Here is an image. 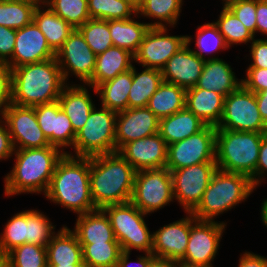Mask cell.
<instances>
[{"label": "cell", "instance_id": "cell-41", "mask_svg": "<svg viewBox=\"0 0 267 267\" xmlns=\"http://www.w3.org/2000/svg\"><path fill=\"white\" fill-rule=\"evenodd\" d=\"M3 230L0 234V259L13 248L27 243V210L14 214Z\"/></svg>", "mask_w": 267, "mask_h": 267}, {"label": "cell", "instance_id": "cell-18", "mask_svg": "<svg viewBox=\"0 0 267 267\" xmlns=\"http://www.w3.org/2000/svg\"><path fill=\"white\" fill-rule=\"evenodd\" d=\"M117 152L136 171L166 167L167 144L159 133L128 142Z\"/></svg>", "mask_w": 267, "mask_h": 267}, {"label": "cell", "instance_id": "cell-39", "mask_svg": "<svg viewBox=\"0 0 267 267\" xmlns=\"http://www.w3.org/2000/svg\"><path fill=\"white\" fill-rule=\"evenodd\" d=\"M2 260L8 267H48L46 247L32 243L13 248Z\"/></svg>", "mask_w": 267, "mask_h": 267}, {"label": "cell", "instance_id": "cell-52", "mask_svg": "<svg viewBox=\"0 0 267 267\" xmlns=\"http://www.w3.org/2000/svg\"><path fill=\"white\" fill-rule=\"evenodd\" d=\"M265 175L267 176V134L262 138L259 148L258 163L256 166V173L251 179L254 189L265 181ZM263 180V181H262Z\"/></svg>", "mask_w": 267, "mask_h": 267}, {"label": "cell", "instance_id": "cell-27", "mask_svg": "<svg viewBox=\"0 0 267 267\" xmlns=\"http://www.w3.org/2000/svg\"><path fill=\"white\" fill-rule=\"evenodd\" d=\"M46 251L47 265L85 264L82 246L76 235L66 225L52 237L46 246Z\"/></svg>", "mask_w": 267, "mask_h": 267}, {"label": "cell", "instance_id": "cell-30", "mask_svg": "<svg viewBox=\"0 0 267 267\" xmlns=\"http://www.w3.org/2000/svg\"><path fill=\"white\" fill-rule=\"evenodd\" d=\"M131 85L132 68L98 85L93 90L95 94L99 95L102 107L118 113L128 108V95Z\"/></svg>", "mask_w": 267, "mask_h": 267}, {"label": "cell", "instance_id": "cell-57", "mask_svg": "<svg viewBox=\"0 0 267 267\" xmlns=\"http://www.w3.org/2000/svg\"><path fill=\"white\" fill-rule=\"evenodd\" d=\"M259 113L267 124V90L255 93Z\"/></svg>", "mask_w": 267, "mask_h": 267}, {"label": "cell", "instance_id": "cell-61", "mask_svg": "<svg viewBox=\"0 0 267 267\" xmlns=\"http://www.w3.org/2000/svg\"><path fill=\"white\" fill-rule=\"evenodd\" d=\"M128 1H130L136 7H138L141 4V2H142V0H128Z\"/></svg>", "mask_w": 267, "mask_h": 267}, {"label": "cell", "instance_id": "cell-31", "mask_svg": "<svg viewBox=\"0 0 267 267\" xmlns=\"http://www.w3.org/2000/svg\"><path fill=\"white\" fill-rule=\"evenodd\" d=\"M109 20L110 35L113 46L128 50L135 55L140 43L150 28V23L138 22L135 18Z\"/></svg>", "mask_w": 267, "mask_h": 267}, {"label": "cell", "instance_id": "cell-40", "mask_svg": "<svg viewBox=\"0 0 267 267\" xmlns=\"http://www.w3.org/2000/svg\"><path fill=\"white\" fill-rule=\"evenodd\" d=\"M43 3L75 29L90 19L88 0H45Z\"/></svg>", "mask_w": 267, "mask_h": 267}, {"label": "cell", "instance_id": "cell-47", "mask_svg": "<svg viewBox=\"0 0 267 267\" xmlns=\"http://www.w3.org/2000/svg\"><path fill=\"white\" fill-rule=\"evenodd\" d=\"M61 110L58 101L49 104L35 106L38 125L53 146V132H55L56 115Z\"/></svg>", "mask_w": 267, "mask_h": 267}, {"label": "cell", "instance_id": "cell-24", "mask_svg": "<svg viewBox=\"0 0 267 267\" xmlns=\"http://www.w3.org/2000/svg\"><path fill=\"white\" fill-rule=\"evenodd\" d=\"M134 55L128 50L111 46L96 56L92 79L86 84L96 88L98 85L115 78L118 74L127 72L133 66Z\"/></svg>", "mask_w": 267, "mask_h": 267}, {"label": "cell", "instance_id": "cell-10", "mask_svg": "<svg viewBox=\"0 0 267 267\" xmlns=\"http://www.w3.org/2000/svg\"><path fill=\"white\" fill-rule=\"evenodd\" d=\"M216 129L267 133L257 106L255 93L242 84L224 98L223 114Z\"/></svg>", "mask_w": 267, "mask_h": 267}, {"label": "cell", "instance_id": "cell-44", "mask_svg": "<svg viewBox=\"0 0 267 267\" xmlns=\"http://www.w3.org/2000/svg\"><path fill=\"white\" fill-rule=\"evenodd\" d=\"M55 227L43 212L27 210V243L46 247L56 234Z\"/></svg>", "mask_w": 267, "mask_h": 267}, {"label": "cell", "instance_id": "cell-46", "mask_svg": "<svg viewBox=\"0 0 267 267\" xmlns=\"http://www.w3.org/2000/svg\"><path fill=\"white\" fill-rule=\"evenodd\" d=\"M76 138V133L74 132L72 123L66 115V113L61 109L56 115L55 132H53V146L58 147L63 152L64 147H73Z\"/></svg>", "mask_w": 267, "mask_h": 267}, {"label": "cell", "instance_id": "cell-36", "mask_svg": "<svg viewBox=\"0 0 267 267\" xmlns=\"http://www.w3.org/2000/svg\"><path fill=\"white\" fill-rule=\"evenodd\" d=\"M88 11L90 18L107 21L137 15V7L128 0H88Z\"/></svg>", "mask_w": 267, "mask_h": 267}, {"label": "cell", "instance_id": "cell-9", "mask_svg": "<svg viewBox=\"0 0 267 267\" xmlns=\"http://www.w3.org/2000/svg\"><path fill=\"white\" fill-rule=\"evenodd\" d=\"M172 177L167 167L136 171L130 202L141 212H156L173 202Z\"/></svg>", "mask_w": 267, "mask_h": 267}, {"label": "cell", "instance_id": "cell-23", "mask_svg": "<svg viewBox=\"0 0 267 267\" xmlns=\"http://www.w3.org/2000/svg\"><path fill=\"white\" fill-rule=\"evenodd\" d=\"M71 231L80 244L118 242L108 216L102 209L77 215L74 229Z\"/></svg>", "mask_w": 267, "mask_h": 267}, {"label": "cell", "instance_id": "cell-4", "mask_svg": "<svg viewBox=\"0 0 267 267\" xmlns=\"http://www.w3.org/2000/svg\"><path fill=\"white\" fill-rule=\"evenodd\" d=\"M135 174L118 152L91 156L90 188L96 209L130 202Z\"/></svg>", "mask_w": 267, "mask_h": 267}, {"label": "cell", "instance_id": "cell-12", "mask_svg": "<svg viewBox=\"0 0 267 267\" xmlns=\"http://www.w3.org/2000/svg\"><path fill=\"white\" fill-rule=\"evenodd\" d=\"M216 127L207 125L198 133L167 146L166 167L177 170L191 165L216 162Z\"/></svg>", "mask_w": 267, "mask_h": 267}, {"label": "cell", "instance_id": "cell-63", "mask_svg": "<svg viewBox=\"0 0 267 267\" xmlns=\"http://www.w3.org/2000/svg\"><path fill=\"white\" fill-rule=\"evenodd\" d=\"M177 267H189V266H185V265H182V264L178 263Z\"/></svg>", "mask_w": 267, "mask_h": 267}, {"label": "cell", "instance_id": "cell-17", "mask_svg": "<svg viewBox=\"0 0 267 267\" xmlns=\"http://www.w3.org/2000/svg\"><path fill=\"white\" fill-rule=\"evenodd\" d=\"M159 133V118L148 108L118 112L115 126L116 152L126 143Z\"/></svg>", "mask_w": 267, "mask_h": 267}, {"label": "cell", "instance_id": "cell-59", "mask_svg": "<svg viewBox=\"0 0 267 267\" xmlns=\"http://www.w3.org/2000/svg\"><path fill=\"white\" fill-rule=\"evenodd\" d=\"M261 212H260V220H262V223L266 226L267 228V199H264L261 203Z\"/></svg>", "mask_w": 267, "mask_h": 267}, {"label": "cell", "instance_id": "cell-25", "mask_svg": "<svg viewBox=\"0 0 267 267\" xmlns=\"http://www.w3.org/2000/svg\"><path fill=\"white\" fill-rule=\"evenodd\" d=\"M85 84L69 83L63 88L58 102L72 123L77 133L86 123L92 109L95 107Z\"/></svg>", "mask_w": 267, "mask_h": 267}, {"label": "cell", "instance_id": "cell-8", "mask_svg": "<svg viewBox=\"0 0 267 267\" xmlns=\"http://www.w3.org/2000/svg\"><path fill=\"white\" fill-rule=\"evenodd\" d=\"M117 113L105 107H94L85 125L76 133L74 155L91 157L116 152L115 126Z\"/></svg>", "mask_w": 267, "mask_h": 267}, {"label": "cell", "instance_id": "cell-48", "mask_svg": "<svg viewBox=\"0 0 267 267\" xmlns=\"http://www.w3.org/2000/svg\"><path fill=\"white\" fill-rule=\"evenodd\" d=\"M12 103V72L7 63L0 62V115Z\"/></svg>", "mask_w": 267, "mask_h": 267}, {"label": "cell", "instance_id": "cell-29", "mask_svg": "<svg viewBox=\"0 0 267 267\" xmlns=\"http://www.w3.org/2000/svg\"><path fill=\"white\" fill-rule=\"evenodd\" d=\"M33 22L45 35L50 48L55 53L75 29L42 2L34 10Z\"/></svg>", "mask_w": 267, "mask_h": 267}, {"label": "cell", "instance_id": "cell-49", "mask_svg": "<svg viewBox=\"0 0 267 267\" xmlns=\"http://www.w3.org/2000/svg\"><path fill=\"white\" fill-rule=\"evenodd\" d=\"M242 85L253 93L267 90V69L247 68Z\"/></svg>", "mask_w": 267, "mask_h": 267}, {"label": "cell", "instance_id": "cell-6", "mask_svg": "<svg viewBox=\"0 0 267 267\" xmlns=\"http://www.w3.org/2000/svg\"><path fill=\"white\" fill-rule=\"evenodd\" d=\"M267 133L216 129V164L219 170L240 173L252 179L259 148Z\"/></svg>", "mask_w": 267, "mask_h": 267}, {"label": "cell", "instance_id": "cell-26", "mask_svg": "<svg viewBox=\"0 0 267 267\" xmlns=\"http://www.w3.org/2000/svg\"><path fill=\"white\" fill-rule=\"evenodd\" d=\"M224 97L214 91L192 87L186 90L185 107L205 124L217 126L223 114Z\"/></svg>", "mask_w": 267, "mask_h": 267}, {"label": "cell", "instance_id": "cell-43", "mask_svg": "<svg viewBox=\"0 0 267 267\" xmlns=\"http://www.w3.org/2000/svg\"><path fill=\"white\" fill-rule=\"evenodd\" d=\"M91 50L99 55L113 46L109 21L90 18L78 28Z\"/></svg>", "mask_w": 267, "mask_h": 267}, {"label": "cell", "instance_id": "cell-7", "mask_svg": "<svg viewBox=\"0 0 267 267\" xmlns=\"http://www.w3.org/2000/svg\"><path fill=\"white\" fill-rule=\"evenodd\" d=\"M108 216L115 238L121 250L131 253V250L151 253L153 249V233L149 231L144 217L133 203L108 205L102 208Z\"/></svg>", "mask_w": 267, "mask_h": 267}, {"label": "cell", "instance_id": "cell-58", "mask_svg": "<svg viewBox=\"0 0 267 267\" xmlns=\"http://www.w3.org/2000/svg\"><path fill=\"white\" fill-rule=\"evenodd\" d=\"M178 262L166 258L154 257L150 262L148 267H177Z\"/></svg>", "mask_w": 267, "mask_h": 267}, {"label": "cell", "instance_id": "cell-45", "mask_svg": "<svg viewBox=\"0 0 267 267\" xmlns=\"http://www.w3.org/2000/svg\"><path fill=\"white\" fill-rule=\"evenodd\" d=\"M242 22L243 25L256 36V0H222Z\"/></svg>", "mask_w": 267, "mask_h": 267}, {"label": "cell", "instance_id": "cell-11", "mask_svg": "<svg viewBox=\"0 0 267 267\" xmlns=\"http://www.w3.org/2000/svg\"><path fill=\"white\" fill-rule=\"evenodd\" d=\"M226 226L224 221L198 220L191 213L186 253L178 263L189 267H213Z\"/></svg>", "mask_w": 267, "mask_h": 267}, {"label": "cell", "instance_id": "cell-50", "mask_svg": "<svg viewBox=\"0 0 267 267\" xmlns=\"http://www.w3.org/2000/svg\"><path fill=\"white\" fill-rule=\"evenodd\" d=\"M16 40V30L0 25V62L12 59Z\"/></svg>", "mask_w": 267, "mask_h": 267}, {"label": "cell", "instance_id": "cell-2", "mask_svg": "<svg viewBox=\"0 0 267 267\" xmlns=\"http://www.w3.org/2000/svg\"><path fill=\"white\" fill-rule=\"evenodd\" d=\"M65 152L55 146L14 149L15 164L5 178L6 196L21 193L43 194L48 190L53 173Z\"/></svg>", "mask_w": 267, "mask_h": 267}, {"label": "cell", "instance_id": "cell-19", "mask_svg": "<svg viewBox=\"0 0 267 267\" xmlns=\"http://www.w3.org/2000/svg\"><path fill=\"white\" fill-rule=\"evenodd\" d=\"M56 53L50 48L45 35L32 21L16 29L15 47L12 59L7 63L13 69L26 64L55 58Z\"/></svg>", "mask_w": 267, "mask_h": 267}, {"label": "cell", "instance_id": "cell-62", "mask_svg": "<svg viewBox=\"0 0 267 267\" xmlns=\"http://www.w3.org/2000/svg\"><path fill=\"white\" fill-rule=\"evenodd\" d=\"M0 267H8L2 259H0Z\"/></svg>", "mask_w": 267, "mask_h": 267}, {"label": "cell", "instance_id": "cell-34", "mask_svg": "<svg viewBox=\"0 0 267 267\" xmlns=\"http://www.w3.org/2000/svg\"><path fill=\"white\" fill-rule=\"evenodd\" d=\"M183 4L180 0H142L136 16L158 20L151 22L150 27H175Z\"/></svg>", "mask_w": 267, "mask_h": 267}, {"label": "cell", "instance_id": "cell-3", "mask_svg": "<svg viewBox=\"0 0 267 267\" xmlns=\"http://www.w3.org/2000/svg\"><path fill=\"white\" fill-rule=\"evenodd\" d=\"M12 104L35 107L58 101L67 85L56 58L11 69Z\"/></svg>", "mask_w": 267, "mask_h": 267}, {"label": "cell", "instance_id": "cell-14", "mask_svg": "<svg viewBox=\"0 0 267 267\" xmlns=\"http://www.w3.org/2000/svg\"><path fill=\"white\" fill-rule=\"evenodd\" d=\"M5 121L14 149L51 146L38 125L35 107L10 104L0 115Z\"/></svg>", "mask_w": 267, "mask_h": 267}, {"label": "cell", "instance_id": "cell-60", "mask_svg": "<svg viewBox=\"0 0 267 267\" xmlns=\"http://www.w3.org/2000/svg\"><path fill=\"white\" fill-rule=\"evenodd\" d=\"M48 267H86V264L48 265Z\"/></svg>", "mask_w": 267, "mask_h": 267}, {"label": "cell", "instance_id": "cell-1", "mask_svg": "<svg viewBox=\"0 0 267 267\" xmlns=\"http://www.w3.org/2000/svg\"><path fill=\"white\" fill-rule=\"evenodd\" d=\"M45 198L78 215L96 210L91 197L90 157L67 151L57 163Z\"/></svg>", "mask_w": 267, "mask_h": 267}, {"label": "cell", "instance_id": "cell-37", "mask_svg": "<svg viewBox=\"0 0 267 267\" xmlns=\"http://www.w3.org/2000/svg\"><path fill=\"white\" fill-rule=\"evenodd\" d=\"M222 11L219 19L214 23L217 25L219 32L225 38L229 48L234 44H248L255 38L254 35L246 28L245 25L237 18V16L225 5L222 4Z\"/></svg>", "mask_w": 267, "mask_h": 267}, {"label": "cell", "instance_id": "cell-32", "mask_svg": "<svg viewBox=\"0 0 267 267\" xmlns=\"http://www.w3.org/2000/svg\"><path fill=\"white\" fill-rule=\"evenodd\" d=\"M163 82L161 70L145 67L137 72L132 66V85L128 95V108L147 107L151 96Z\"/></svg>", "mask_w": 267, "mask_h": 267}, {"label": "cell", "instance_id": "cell-13", "mask_svg": "<svg viewBox=\"0 0 267 267\" xmlns=\"http://www.w3.org/2000/svg\"><path fill=\"white\" fill-rule=\"evenodd\" d=\"M217 169L216 162H206L169 170L174 200L179 202L185 212H192L198 206Z\"/></svg>", "mask_w": 267, "mask_h": 267}, {"label": "cell", "instance_id": "cell-38", "mask_svg": "<svg viewBox=\"0 0 267 267\" xmlns=\"http://www.w3.org/2000/svg\"><path fill=\"white\" fill-rule=\"evenodd\" d=\"M80 245L86 267H117L122 252L119 242Z\"/></svg>", "mask_w": 267, "mask_h": 267}, {"label": "cell", "instance_id": "cell-5", "mask_svg": "<svg viewBox=\"0 0 267 267\" xmlns=\"http://www.w3.org/2000/svg\"><path fill=\"white\" fill-rule=\"evenodd\" d=\"M254 190L248 176L217 169L191 213L198 220L214 221L215 217L246 201Z\"/></svg>", "mask_w": 267, "mask_h": 267}, {"label": "cell", "instance_id": "cell-35", "mask_svg": "<svg viewBox=\"0 0 267 267\" xmlns=\"http://www.w3.org/2000/svg\"><path fill=\"white\" fill-rule=\"evenodd\" d=\"M39 0H0V25L20 29L33 21Z\"/></svg>", "mask_w": 267, "mask_h": 267}, {"label": "cell", "instance_id": "cell-55", "mask_svg": "<svg viewBox=\"0 0 267 267\" xmlns=\"http://www.w3.org/2000/svg\"><path fill=\"white\" fill-rule=\"evenodd\" d=\"M243 253L240 255L238 267H267V256L247 251Z\"/></svg>", "mask_w": 267, "mask_h": 267}, {"label": "cell", "instance_id": "cell-56", "mask_svg": "<svg viewBox=\"0 0 267 267\" xmlns=\"http://www.w3.org/2000/svg\"><path fill=\"white\" fill-rule=\"evenodd\" d=\"M129 255V252L122 251L119 256L117 267H133V264L131 265V261H129ZM144 255L145 256L139 255V257L136 259L137 261H135V265L138 267H148L149 262L155 257L152 253H145Z\"/></svg>", "mask_w": 267, "mask_h": 267}, {"label": "cell", "instance_id": "cell-54", "mask_svg": "<svg viewBox=\"0 0 267 267\" xmlns=\"http://www.w3.org/2000/svg\"><path fill=\"white\" fill-rule=\"evenodd\" d=\"M267 36V0H256V33Z\"/></svg>", "mask_w": 267, "mask_h": 267}, {"label": "cell", "instance_id": "cell-15", "mask_svg": "<svg viewBox=\"0 0 267 267\" xmlns=\"http://www.w3.org/2000/svg\"><path fill=\"white\" fill-rule=\"evenodd\" d=\"M96 56L80 31L74 29L62 47L57 51L55 58L67 84V80L73 74L86 85L92 79Z\"/></svg>", "mask_w": 267, "mask_h": 267}, {"label": "cell", "instance_id": "cell-42", "mask_svg": "<svg viewBox=\"0 0 267 267\" xmlns=\"http://www.w3.org/2000/svg\"><path fill=\"white\" fill-rule=\"evenodd\" d=\"M195 47L192 51L201 59L207 60L206 53L213 55L215 51L230 49L225 38L219 32L217 25L213 22H208L197 27Z\"/></svg>", "mask_w": 267, "mask_h": 267}, {"label": "cell", "instance_id": "cell-22", "mask_svg": "<svg viewBox=\"0 0 267 267\" xmlns=\"http://www.w3.org/2000/svg\"><path fill=\"white\" fill-rule=\"evenodd\" d=\"M213 56L205 60L196 87L214 91L225 98L242 84V80L235 76L233 69L227 62L218 56Z\"/></svg>", "mask_w": 267, "mask_h": 267}, {"label": "cell", "instance_id": "cell-16", "mask_svg": "<svg viewBox=\"0 0 267 267\" xmlns=\"http://www.w3.org/2000/svg\"><path fill=\"white\" fill-rule=\"evenodd\" d=\"M168 27H150L134 61L141 66L161 70L167 61L186 45V35H168Z\"/></svg>", "mask_w": 267, "mask_h": 267}, {"label": "cell", "instance_id": "cell-53", "mask_svg": "<svg viewBox=\"0 0 267 267\" xmlns=\"http://www.w3.org/2000/svg\"><path fill=\"white\" fill-rule=\"evenodd\" d=\"M14 147L5 121L0 117V160L11 158Z\"/></svg>", "mask_w": 267, "mask_h": 267}, {"label": "cell", "instance_id": "cell-33", "mask_svg": "<svg viewBox=\"0 0 267 267\" xmlns=\"http://www.w3.org/2000/svg\"><path fill=\"white\" fill-rule=\"evenodd\" d=\"M185 101V88L163 81L151 96L147 107L161 119L184 109Z\"/></svg>", "mask_w": 267, "mask_h": 267}, {"label": "cell", "instance_id": "cell-51", "mask_svg": "<svg viewBox=\"0 0 267 267\" xmlns=\"http://www.w3.org/2000/svg\"><path fill=\"white\" fill-rule=\"evenodd\" d=\"M252 62L248 68L267 69V39H253L250 43Z\"/></svg>", "mask_w": 267, "mask_h": 267}, {"label": "cell", "instance_id": "cell-28", "mask_svg": "<svg viewBox=\"0 0 267 267\" xmlns=\"http://www.w3.org/2000/svg\"><path fill=\"white\" fill-rule=\"evenodd\" d=\"M206 126L207 124L185 107L159 119V134L168 146L198 133Z\"/></svg>", "mask_w": 267, "mask_h": 267}, {"label": "cell", "instance_id": "cell-21", "mask_svg": "<svg viewBox=\"0 0 267 267\" xmlns=\"http://www.w3.org/2000/svg\"><path fill=\"white\" fill-rule=\"evenodd\" d=\"M186 217L162 226L153 232L152 254L179 262L186 253L190 236L191 212Z\"/></svg>", "mask_w": 267, "mask_h": 267}, {"label": "cell", "instance_id": "cell-20", "mask_svg": "<svg viewBox=\"0 0 267 267\" xmlns=\"http://www.w3.org/2000/svg\"><path fill=\"white\" fill-rule=\"evenodd\" d=\"M191 41L192 36L186 35V45L176 52L161 69L163 81L186 90L196 86L205 62L192 51Z\"/></svg>", "mask_w": 267, "mask_h": 267}]
</instances>
